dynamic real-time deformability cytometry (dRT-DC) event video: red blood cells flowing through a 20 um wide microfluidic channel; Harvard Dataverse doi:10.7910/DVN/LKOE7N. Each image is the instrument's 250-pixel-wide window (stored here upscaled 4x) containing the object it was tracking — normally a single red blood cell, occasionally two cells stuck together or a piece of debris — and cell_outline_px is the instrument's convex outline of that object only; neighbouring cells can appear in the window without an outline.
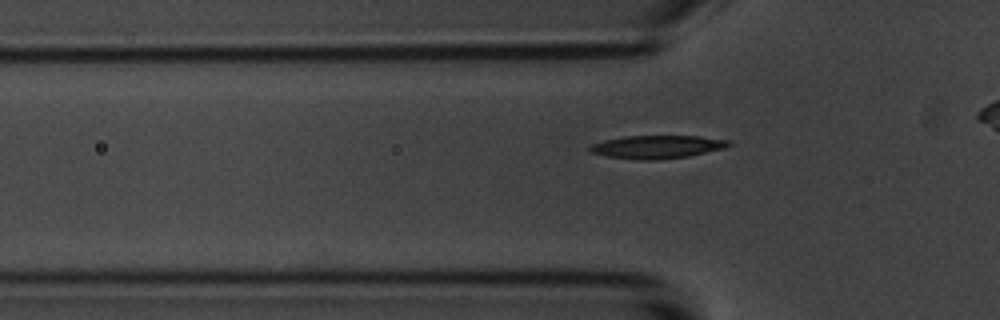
{"species": "common noctule bat (a hibernating species)", "species_latin": "Nyctalus noctula", "temperature_condition": "room temperature", "stored_images_in_passage": 41, "camera_frame_rate_fps": 3000, "um_per_image_px": 0.085, "animal": {"sex": "male", "body_mass_g": 20.1, "forearm_length_mm": 53.5}, "frame": {"image": 1, "passage_image": 13, "time_ms": 4.0, "image_size_px": [1000, 320], "cell_outline_px": [[732, 144], [724, 148], [688, 156], [656, 160], [636, 160], [608, 156], [592, 152], [588, 148], [592, 144], [604, 140], [624, 136], [700, 136], [728, 140]], "centroid_in_image_um": [55.85, 12.48], "position_along_channel_um": 69.9, "area_um2": 18.55}}
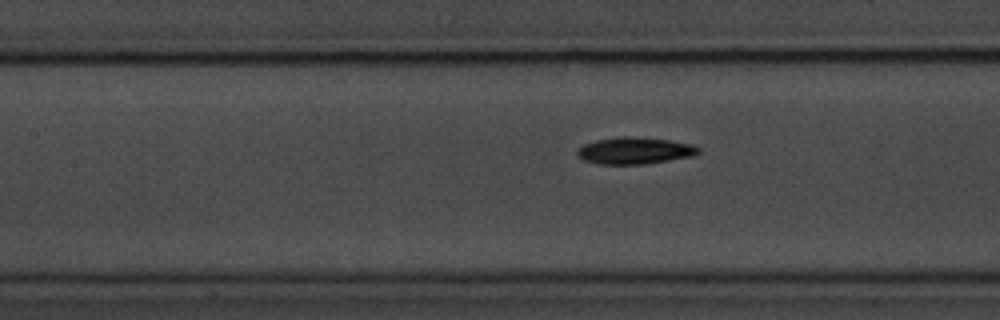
{"frame": {"image": 2, "passage_image": 20, "time_ms": 6.333, "image_size_px": [1000, 320], "cell_outline_px": [[700, 152], [692, 156], [644, 164], [596, 164], [584, 160], [576, 156], [576, 152], [584, 144], [596, 140], [624, 136], [628, 136], [668, 140], [692, 144], [700, 148]], "centroid_in_image_um": [53.93, 12.81], "position_along_channel_um": 153.5, "area_um2": 18.79}}
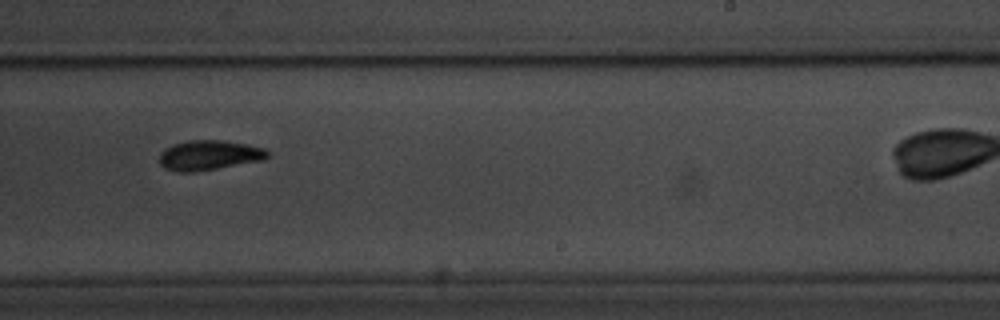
{"frame": {"image": 3, "passage_image": 30, "time_ms": 9.667, "image_size_px": [1000, 320], "cell_outline_px": [[268, 156], [264, 160], [196, 172], [176, 172], [164, 168], [160, 164], [160, 152], [164, 148], [172, 144], [188, 140], [224, 140], [248, 144], [264, 148], [268, 152]], "centroid_in_image_um": [17.75, 13.19], "position_along_channel_um": 271.3, "area_um2": 19.07}}